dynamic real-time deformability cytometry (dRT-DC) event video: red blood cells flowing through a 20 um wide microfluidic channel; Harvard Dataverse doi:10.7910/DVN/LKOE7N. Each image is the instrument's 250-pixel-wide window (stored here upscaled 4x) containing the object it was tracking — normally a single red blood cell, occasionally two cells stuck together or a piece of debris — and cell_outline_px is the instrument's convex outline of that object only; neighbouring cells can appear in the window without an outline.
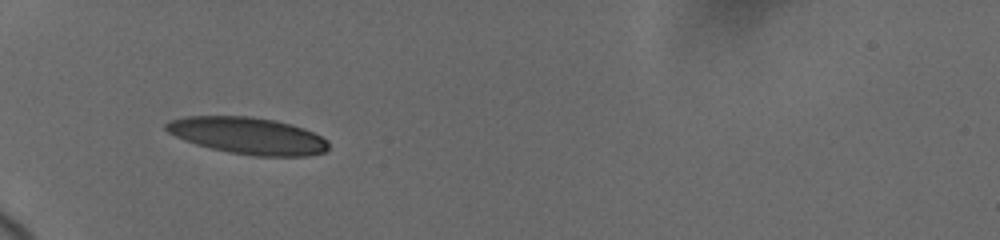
{"species": "human", "species_latin": "Homo sapiens", "temperature_condition": "cold", "stored_images_in_passage": 50, "camera_frame_rate_fps": 3000, "um_per_image_px": 0.085, "donor": {"sex": "female"}, "frame": {"image": 1, "passage_image": 1, "time_ms": 0.0, "image_size_px": [1000, 240], "cell_outline_px": [[328, 148], [324, 152], [308, 156], [256, 156], [228, 152], [196, 144], [184, 140], [168, 132], [164, 128], [164, 124], [168, 120], [184, 116], [248, 116], [276, 120], [292, 124], [304, 128], [328, 140]], "centroid_in_image_um": [21.05, 11.52], "position_along_channel_um": 63.9, "area_um2": 34.97}}
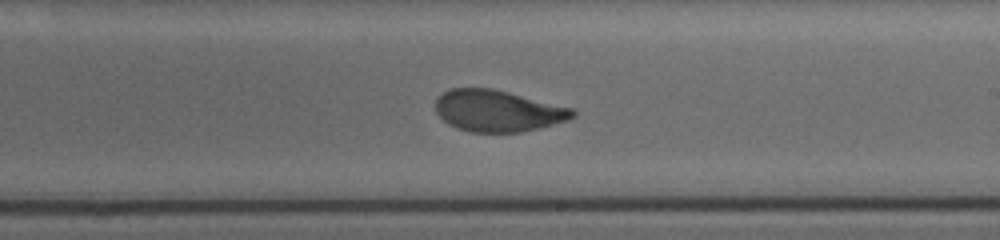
{"frame": {"image": 2, "passage_image": 18, "time_ms": 5.333, "image_size_px": [1000, 240], "cell_outline_px": [[576, 116], [568, 120], [540, 128], [520, 132], [472, 132], [456, 128], [448, 124], [436, 112], [436, 100], [444, 92], [452, 88], [492, 88], [572, 108], [576, 112]], "centroid_in_image_um": [42.32, 9.43], "position_along_channel_um": 246.7, "area_um2": 33.0}}
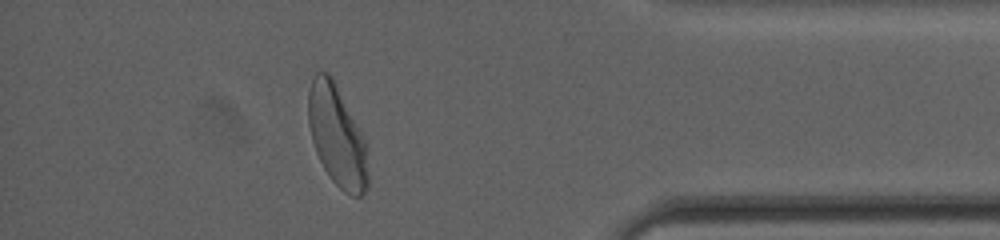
{"frame": {"image": 3, "passage_image": 37, "time_ms": 10.333, "image_size_px": [1000, 240], "cell_outline_px": [[368, 184], [364, 192], [360, 196], [352, 196], [344, 192], [332, 180], [324, 168], [316, 152], [312, 140], [308, 124], [308, 92], [312, 80], [316, 72], [328, 72], [332, 76], [364, 140], [368, 176]], "centroid_in_image_um": [28.61, 11.56], "position_along_channel_um": 406.6, "area_um2": 34.45}, "authors_computed_cell_mechanics": {"area_um2": 34.8823, "velocity_mm_per_s": 3.6809, "shape_relaxation_time_tau1_ms": 4.0378, "shape_relaxation_time_tau2_ms": 0.8433, "deformation_change_tau1": 0.1817, "deformation_change_tau2": 0.0591}}